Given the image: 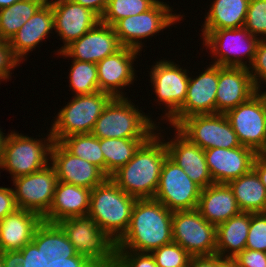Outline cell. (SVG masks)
I'll use <instances>...</instances> for the list:
<instances>
[{"instance_id":"obj_34","label":"cell","mask_w":266,"mask_h":267,"mask_svg":"<svg viewBox=\"0 0 266 267\" xmlns=\"http://www.w3.org/2000/svg\"><path fill=\"white\" fill-rule=\"evenodd\" d=\"M59 143L72 155L94 164L105 173V160L100 139L90 134H74L62 138Z\"/></svg>"},{"instance_id":"obj_14","label":"cell","mask_w":266,"mask_h":267,"mask_svg":"<svg viewBox=\"0 0 266 267\" xmlns=\"http://www.w3.org/2000/svg\"><path fill=\"white\" fill-rule=\"evenodd\" d=\"M151 83L157 96L159 105L164 103L168 110L164 114L169 121L181 108L186 96L189 84V75L186 69L171 62V60H159L150 69Z\"/></svg>"},{"instance_id":"obj_42","label":"cell","mask_w":266,"mask_h":267,"mask_svg":"<svg viewBox=\"0 0 266 267\" xmlns=\"http://www.w3.org/2000/svg\"><path fill=\"white\" fill-rule=\"evenodd\" d=\"M248 68L256 89L260 90L262 88L260 84L265 82L266 85V39L259 40L254 61Z\"/></svg>"},{"instance_id":"obj_44","label":"cell","mask_w":266,"mask_h":267,"mask_svg":"<svg viewBox=\"0 0 266 267\" xmlns=\"http://www.w3.org/2000/svg\"><path fill=\"white\" fill-rule=\"evenodd\" d=\"M233 260L236 267H266V252L245 248Z\"/></svg>"},{"instance_id":"obj_11","label":"cell","mask_w":266,"mask_h":267,"mask_svg":"<svg viewBox=\"0 0 266 267\" xmlns=\"http://www.w3.org/2000/svg\"><path fill=\"white\" fill-rule=\"evenodd\" d=\"M172 238L191 256L216 254V226L206 221L196 209L173 211Z\"/></svg>"},{"instance_id":"obj_7","label":"cell","mask_w":266,"mask_h":267,"mask_svg":"<svg viewBox=\"0 0 266 267\" xmlns=\"http://www.w3.org/2000/svg\"><path fill=\"white\" fill-rule=\"evenodd\" d=\"M114 97L98 91L93 94L74 95L57 114L52 124L51 135L54 141L74 134H90L105 107Z\"/></svg>"},{"instance_id":"obj_51","label":"cell","mask_w":266,"mask_h":267,"mask_svg":"<svg viewBox=\"0 0 266 267\" xmlns=\"http://www.w3.org/2000/svg\"><path fill=\"white\" fill-rule=\"evenodd\" d=\"M255 157L262 163L266 164V140L264 143L255 151Z\"/></svg>"},{"instance_id":"obj_43","label":"cell","mask_w":266,"mask_h":267,"mask_svg":"<svg viewBox=\"0 0 266 267\" xmlns=\"http://www.w3.org/2000/svg\"><path fill=\"white\" fill-rule=\"evenodd\" d=\"M20 63L21 60L14 54L9 41L0 39V80L11 78V70Z\"/></svg>"},{"instance_id":"obj_48","label":"cell","mask_w":266,"mask_h":267,"mask_svg":"<svg viewBox=\"0 0 266 267\" xmlns=\"http://www.w3.org/2000/svg\"><path fill=\"white\" fill-rule=\"evenodd\" d=\"M215 255L191 256L188 267H214Z\"/></svg>"},{"instance_id":"obj_19","label":"cell","mask_w":266,"mask_h":267,"mask_svg":"<svg viewBox=\"0 0 266 267\" xmlns=\"http://www.w3.org/2000/svg\"><path fill=\"white\" fill-rule=\"evenodd\" d=\"M50 157L58 181L92 190L108 178L100 168L72 155L59 142L54 141Z\"/></svg>"},{"instance_id":"obj_50","label":"cell","mask_w":266,"mask_h":267,"mask_svg":"<svg viewBox=\"0 0 266 267\" xmlns=\"http://www.w3.org/2000/svg\"><path fill=\"white\" fill-rule=\"evenodd\" d=\"M214 267H236L233 258H221L215 254V266Z\"/></svg>"},{"instance_id":"obj_13","label":"cell","mask_w":266,"mask_h":267,"mask_svg":"<svg viewBox=\"0 0 266 267\" xmlns=\"http://www.w3.org/2000/svg\"><path fill=\"white\" fill-rule=\"evenodd\" d=\"M12 181L17 207L43 218L52 205L58 182L54 167L49 164L40 171L14 178Z\"/></svg>"},{"instance_id":"obj_3","label":"cell","mask_w":266,"mask_h":267,"mask_svg":"<svg viewBox=\"0 0 266 267\" xmlns=\"http://www.w3.org/2000/svg\"><path fill=\"white\" fill-rule=\"evenodd\" d=\"M136 200L108 177L91 190L88 216L118 242L128 230Z\"/></svg>"},{"instance_id":"obj_29","label":"cell","mask_w":266,"mask_h":267,"mask_svg":"<svg viewBox=\"0 0 266 267\" xmlns=\"http://www.w3.org/2000/svg\"><path fill=\"white\" fill-rule=\"evenodd\" d=\"M228 185L241 212L265 213L266 187L252 168L248 173L231 180Z\"/></svg>"},{"instance_id":"obj_9","label":"cell","mask_w":266,"mask_h":267,"mask_svg":"<svg viewBox=\"0 0 266 267\" xmlns=\"http://www.w3.org/2000/svg\"><path fill=\"white\" fill-rule=\"evenodd\" d=\"M164 3L158 0L147 11L120 19L113 25L122 47L142 51L143 39L154 36L153 34L156 35L159 31L182 20L183 16L172 14V7Z\"/></svg>"},{"instance_id":"obj_18","label":"cell","mask_w":266,"mask_h":267,"mask_svg":"<svg viewBox=\"0 0 266 267\" xmlns=\"http://www.w3.org/2000/svg\"><path fill=\"white\" fill-rule=\"evenodd\" d=\"M48 2L53 10L54 30L64 43L58 52L82 37L101 21L95 12L72 0H48Z\"/></svg>"},{"instance_id":"obj_5","label":"cell","mask_w":266,"mask_h":267,"mask_svg":"<svg viewBox=\"0 0 266 267\" xmlns=\"http://www.w3.org/2000/svg\"><path fill=\"white\" fill-rule=\"evenodd\" d=\"M77 254L83 255L98 267H114L117 242L88 215L69 217L57 223Z\"/></svg>"},{"instance_id":"obj_39","label":"cell","mask_w":266,"mask_h":267,"mask_svg":"<svg viewBox=\"0 0 266 267\" xmlns=\"http://www.w3.org/2000/svg\"><path fill=\"white\" fill-rule=\"evenodd\" d=\"M50 259L31 241L12 256V262L18 267H47Z\"/></svg>"},{"instance_id":"obj_26","label":"cell","mask_w":266,"mask_h":267,"mask_svg":"<svg viewBox=\"0 0 266 267\" xmlns=\"http://www.w3.org/2000/svg\"><path fill=\"white\" fill-rule=\"evenodd\" d=\"M196 210L216 227L241 212L233 190L225 183H213L201 189Z\"/></svg>"},{"instance_id":"obj_6","label":"cell","mask_w":266,"mask_h":267,"mask_svg":"<svg viewBox=\"0 0 266 267\" xmlns=\"http://www.w3.org/2000/svg\"><path fill=\"white\" fill-rule=\"evenodd\" d=\"M35 139L14 131L4 137L0 169L9 171L12 179L40 171L50 164L54 143L51 132L46 140Z\"/></svg>"},{"instance_id":"obj_31","label":"cell","mask_w":266,"mask_h":267,"mask_svg":"<svg viewBox=\"0 0 266 267\" xmlns=\"http://www.w3.org/2000/svg\"><path fill=\"white\" fill-rule=\"evenodd\" d=\"M32 241L38 249L47 254L49 259L60 258L62 255L75 256L77 254L74 246L57 223L42 220L34 232Z\"/></svg>"},{"instance_id":"obj_52","label":"cell","mask_w":266,"mask_h":267,"mask_svg":"<svg viewBox=\"0 0 266 267\" xmlns=\"http://www.w3.org/2000/svg\"><path fill=\"white\" fill-rule=\"evenodd\" d=\"M12 257L0 252V267H9Z\"/></svg>"},{"instance_id":"obj_25","label":"cell","mask_w":266,"mask_h":267,"mask_svg":"<svg viewBox=\"0 0 266 267\" xmlns=\"http://www.w3.org/2000/svg\"><path fill=\"white\" fill-rule=\"evenodd\" d=\"M91 189L58 181L48 213L42 218L58 223L69 217L87 216L90 208Z\"/></svg>"},{"instance_id":"obj_2","label":"cell","mask_w":266,"mask_h":267,"mask_svg":"<svg viewBox=\"0 0 266 267\" xmlns=\"http://www.w3.org/2000/svg\"><path fill=\"white\" fill-rule=\"evenodd\" d=\"M159 134L154 133L127 164L110 176L120 189L136 199H152L157 191L162 167L168 156L165 142Z\"/></svg>"},{"instance_id":"obj_4","label":"cell","mask_w":266,"mask_h":267,"mask_svg":"<svg viewBox=\"0 0 266 267\" xmlns=\"http://www.w3.org/2000/svg\"><path fill=\"white\" fill-rule=\"evenodd\" d=\"M133 104L126 97H114L96 120L91 134L99 139L150 138L159 127Z\"/></svg>"},{"instance_id":"obj_53","label":"cell","mask_w":266,"mask_h":267,"mask_svg":"<svg viewBox=\"0 0 266 267\" xmlns=\"http://www.w3.org/2000/svg\"><path fill=\"white\" fill-rule=\"evenodd\" d=\"M22 0H0V9L10 7L14 3Z\"/></svg>"},{"instance_id":"obj_49","label":"cell","mask_w":266,"mask_h":267,"mask_svg":"<svg viewBox=\"0 0 266 267\" xmlns=\"http://www.w3.org/2000/svg\"><path fill=\"white\" fill-rule=\"evenodd\" d=\"M253 169L256 171L258 174L261 182L264 184L266 187V164L260 162L256 157L253 162Z\"/></svg>"},{"instance_id":"obj_8","label":"cell","mask_w":266,"mask_h":267,"mask_svg":"<svg viewBox=\"0 0 266 267\" xmlns=\"http://www.w3.org/2000/svg\"><path fill=\"white\" fill-rule=\"evenodd\" d=\"M202 34L204 46L211 49V54H214L217 59L213 64L246 68L252 65L260 39L253 36L244 26L235 29L202 31ZM245 57L248 61H244ZM247 62H249L248 65Z\"/></svg>"},{"instance_id":"obj_54","label":"cell","mask_w":266,"mask_h":267,"mask_svg":"<svg viewBox=\"0 0 266 267\" xmlns=\"http://www.w3.org/2000/svg\"><path fill=\"white\" fill-rule=\"evenodd\" d=\"M4 137H5V135L0 129V157H1V150H2V144H3Z\"/></svg>"},{"instance_id":"obj_24","label":"cell","mask_w":266,"mask_h":267,"mask_svg":"<svg viewBox=\"0 0 266 267\" xmlns=\"http://www.w3.org/2000/svg\"><path fill=\"white\" fill-rule=\"evenodd\" d=\"M42 218L31 211L17 208L0 221V252L13 256L32 241Z\"/></svg>"},{"instance_id":"obj_56","label":"cell","mask_w":266,"mask_h":267,"mask_svg":"<svg viewBox=\"0 0 266 267\" xmlns=\"http://www.w3.org/2000/svg\"><path fill=\"white\" fill-rule=\"evenodd\" d=\"M9 267H18L13 262L10 263Z\"/></svg>"},{"instance_id":"obj_16","label":"cell","mask_w":266,"mask_h":267,"mask_svg":"<svg viewBox=\"0 0 266 267\" xmlns=\"http://www.w3.org/2000/svg\"><path fill=\"white\" fill-rule=\"evenodd\" d=\"M209 65L196 78H189L186 99L180 110L168 121L174 128L189 116L216 114L218 65Z\"/></svg>"},{"instance_id":"obj_40","label":"cell","mask_w":266,"mask_h":267,"mask_svg":"<svg viewBox=\"0 0 266 267\" xmlns=\"http://www.w3.org/2000/svg\"><path fill=\"white\" fill-rule=\"evenodd\" d=\"M245 248L266 252V213H251Z\"/></svg>"},{"instance_id":"obj_22","label":"cell","mask_w":266,"mask_h":267,"mask_svg":"<svg viewBox=\"0 0 266 267\" xmlns=\"http://www.w3.org/2000/svg\"><path fill=\"white\" fill-rule=\"evenodd\" d=\"M204 153L214 183L228 184L248 173L255 159V151L242 145L232 149H206Z\"/></svg>"},{"instance_id":"obj_55","label":"cell","mask_w":266,"mask_h":267,"mask_svg":"<svg viewBox=\"0 0 266 267\" xmlns=\"http://www.w3.org/2000/svg\"><path fill=\"white\" fill-rule=\"evenodd\" d=\"M257 91L261 94V96L264 99L265 104H266V91L265 92H261V90H257Z\"/></svg>"},{"instance_id":"obj_15","label":"cell","mask_w":266,"mask_h":267,"mask_svg":"<svg viewBox=\"0 0 266 267\" xmlns=\"http://www.w3.org/2000/svg\"><path fill=\"white\" fill-rule=\"evenodd\" d=\"M225 115L242 146L256 151L266 140V104L258 91Z\"/></svg>"},{"instance_id":"obj_28","label":"cell","mask_w":266,"mask_h":267,"mask_svg":"<svg viewBox=\"0 0 266 267\" xmlns=\"http://www.w3.org/2000/svg\"><path fill=\"white\" fill-rule=\"evenodd\" d=\"M250 223L251 213L240 212L218 225L216 227V254L221 258H234L244 250Z\"/></svg>"},{"instance_id":"obj_12","label":"cell","mask_w":266,"mask_h":267,"mask_svg":"<svg viewBox=\"0 0 266 267\" xmlns=\"http://www.w3.org/2000/svg\"><path fill=\"white\" fill-rule=\"evenodd\" d=\"M200 192L201 188L167 156L154 199L171 211L194 210L197 208Z\"/></svg>"},{"instance_id":"obj_1","label":"cell","mask_w":266,"mask_h":267,"mask_svg":"<svg viewBox=\"0 0 266 267\" xmlns=\"http://www.w3.org/2000/svg\"><path fill=\"white\" fill-rule=\"evenodd\" d=\"M173 211L152 199H137L128 230L117 242V250L151 253L173 242Z\"/></svg>"},{"instance_id":"obj_36","label":"cell","mask_w":266,"mask_h":267,"mask_svg":"<svg viewBox=\"0 0 266 267\" xmlns=\"http://www.w3.org/2000/svg\"><path fill=\"white\" fill-rule=\"evenodd\" d=\"M158 0H109L101 22L113 26L118 20L150 9Z\"/></svg>"},{"instance_id":"obj_45","label":"cell","mask_w":266,"mask_h":267,"mask_svg":"<svg viewBox=\"0 0 266 267\" xmlns=\"http://www.w3.org/2000/svg\"><path fill=\"white\" fill-rule=\"evenodd\" d=\"M47 267H98L87 257L76 254L75 256H60L50 259Z\"/></svg>"},{"instance_id":"obj_38","label":"cell","mask_w":266,"mask_h":267,"mask_svg":"<svg viewBox=\"0 0 266 267\" xmlns=\"http://www.w3.org/2000/svg\"><path fill=\"white\" fill-rule=\"evenodd\" d=\"M244 27L255 37L266 39V0H250ZM260 34V35H259Z\"/></svg>"},{"instance_id":"obj_27","label":"cell","mask_w":266,"mask_h":267,"mask_svg":"<svg viewBox=\"0 0 266 267\" xmlns=\"http://www.w3.org/2000/svg\"><path fill=\"white\" fill-rule=\"evenodd\" d=\"M54 29V16L51 4L47 1L9 41L14 54L22 61L40 41L48 38Z\"/></svg>"},{"instance_id":"obj_33","label":"cell","mask_w":266,"mask_h":267,"mask_svg":"<svg viewBox=\"0 0 266 267\" xmlns=\"http://www.w3.org/2000/svg\"><path fill=\"white\" fill-rule=\"evenodd\" d=\"M48 0H22L0 9V39L10 41Z\"/></svg>"},{"instance_id":"obj_47","label":"cell","mask_w":266,"mask_h":267,"mask_svg":"<svg viewBox=\"0 0 266 267\" xmlns=\"http://www.w3.org/2000/svg\"><path fill=\"white\" fill-rule=\"evenodd\" d=\"M95 12L100 18L103 16L109 0H72Z\"/></svg>"},{"instance_id":"obj_21","label":"cell","mask_w":266,"mask_h":267,"mask_svg":"<svg viewBox=\"0 0 266 267\" xmlns=\"http://www.w3.org/2000/svg\"><path fill=\"white\" fill-rule=\"evenodd\" d=\"M257 92L249 68L218 65L216 114H225Z\"/></svg>"},{"instance_id":"obj_37","label":"cell","mask_w":266,"mask_h":267,"mask_svg":"<svg viewBox=\"0 0 266 267\" xmlns=\"http://www.w3.org/2000/svg\"><path fill=\"white\" fill-rule=\"evenodd\" d=\"M151 254L158 267H188L191 258L187 251L174 242L154 249Z\"/></svg>"},{"instance_id":"obj_46","label":"cell","mask_w":266,"mask_h":267,"mask_svg":"<svg viewBox=\"0 0 266 267\" xmlns=\"http://www.w3.org/2000/svg\"><path fill=\"white\" fill-rule=\"evenodd\" d=\"M17 208L12 187H0V221Z\"/></svg>"},{"instance_id":"obj_23","label":"cell","mask_w":266,"mask_h":267,"mask_svg":"<svg viewBox=\"0 0 266 267\" xmlns=\"http://www.w3.org/2000/svg\"><path fill=\"white\" fill-rule=\"evenodd\" d=\"M174 130L177 132L173 140L165 141L168 157L201 189L212 185L214 181L206 163L204 150L190 142L176 128Z\"/></svg>"},{"instance_id":"obj_10","label":"cell","mask_w":266,"mask_h":267,"mask_svg":"<svg viewBox=\"0 0 266 267\" xmlns=\"http://www.w3.org/2000/svg\"><path fill=\"white\" fill-rule=\"evenodd\" d=\"M175 128L203 150L241 146L225 114L192 115L183 119Z\"/></svg>"},{"instance_id":"obj_17","label":"cell","mask_w":266,"mask_h":267,"mask_svg":"<svg viewBox=\"0 0 266 267\" xmlns=\"http://www.w3.org/2000/svg\"><path fill=\"white\" fill-rule=\"evenodd\" d=\"M122 48L113 26L101 21L79 39L71 42L62 51L57 52L65 58L98 63Z\"/></svg>"},{"instance_id":"obj_41","label":"cell","mask_w":266,"mask_h":267,"mask_svg":"<svg viewBox=\"0 0 266 267\" xmlns=\"http://www.w3.org/2000/svg\"><path fill=\"white\" fill-rule=\"evenodd\" d=\"M114 267H158L154 256L148 252L117 250Z\"/></svg>"},{"instance_id":"obj_30","label":"cell","mask_w":266,"mask_h":267,"mask_svg":"<svg viewBox=\"0 0 266 267\" xmlns=\"http://www.w3.org/2000/svg\"><path fill=\"white\" fill-rule=\"evenodd\" d=\"M250 0H215L212 2L203 31L235 29L244 26Z\"/></svg>"},{"instance_id":"obj_35","label":"cell","mask_w":266,"mask_h":267,"mask_svg":"<svg viewBox=\"0 0 266 267\" xmlns=\"http://www.w3.org/2000/svg\"><path fill=\"white\" fill-rule=\"evenodd\" d=\"M69 74V87L75 95L93 94L99 91L97 64L73 60Z\"/></svg>"},{"instance_id":"obj_20","label":"cell","mask_w":266,"mask_h":267,"mask_svg":"<svg viewBox=\"0 0 266 267\" xmlns=\"http://www.w3.org/2000/svg\"><path fill=\"white\" fill-rule=\"evenodd\" d=\"M140 51L122 47L113 55L97 63L99 91L107 92L113 97H124L121 89L132 84L135 79L134 59ZM121 90V91H120Z\"/></svg>"},{"instance_id":"obj_32","label":"cell","mask_w":266,"mask_h":267,"mask_svg":"<svg viewBox=\"0 0 266 267\" xmlns=\"http://www.w3.org/2000/svg\"><path fill=\"white\" fill-rule=\"evenodd\" d=\"M149 138H105L100 139V148L105 160V174L110 177L127 164L139 147Z\"/></svg>"}]
</instances>
